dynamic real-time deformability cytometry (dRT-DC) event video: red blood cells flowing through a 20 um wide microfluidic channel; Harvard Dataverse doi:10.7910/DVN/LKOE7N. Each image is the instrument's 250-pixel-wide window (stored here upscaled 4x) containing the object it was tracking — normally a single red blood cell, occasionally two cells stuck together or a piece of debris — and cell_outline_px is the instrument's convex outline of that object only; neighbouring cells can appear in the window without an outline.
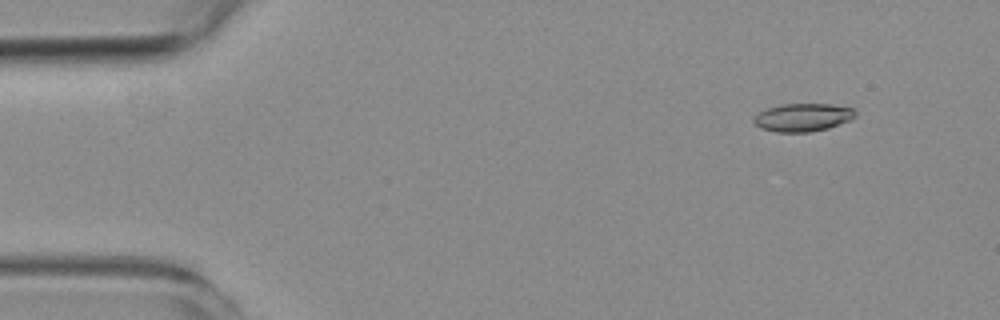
{"species": "common noctule bat (a hibernating species)", "species_latin": "Nyctalus noctula", "temperature_condition": "room temperature", "stored_images_in_passage": 4, "camera_frame_rate_fps": 3000, "um_per_image_px": 0.085, "animal": {"sex": "female", "body_mass_g": 19.3, "forearm_length_mm": 54.1}, "frame": {"image": 1, "passage_image": 1, "time_ms": 0.0, "image_size_px": [1000, 320], "cell_outline_px": [[856, 116], [848, 120], [828, 128], [808, 132], [776, 132], [760, 128], [752, 120], [760, 112], [768, 108], [784, 104], [832, 104], [852, 108], [856, 112]], "centroid_in_image_um": [68.24, 9.98], "position_along_channel_um": 16.8, "area_um2": 16.36}}
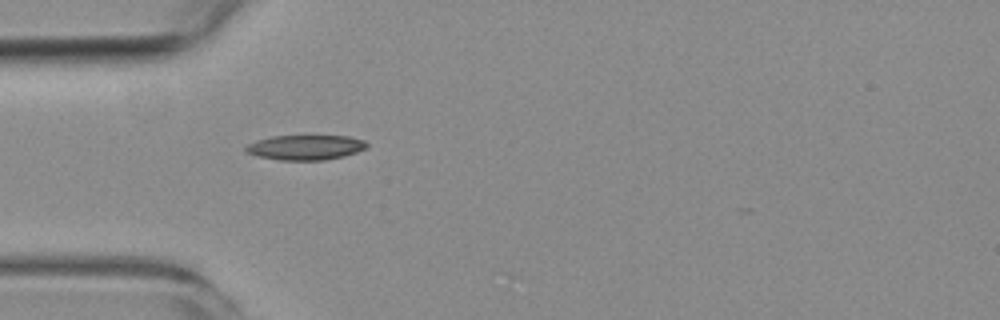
{"frame": {"image": 2, "passage_image": 4, "time_ms": 3.667, "image_size_px": [1000, 320], "cell_outline_px": [[368, 148], [344, 156], [324, 160], [280, 160], [256, 156], [244, 152], [244, 148], [248, 144], [256, 140], [272, 136], [348, 136], [364, 140], [368, 144]], "centroid_in_image_um": [25.95, 12.53], "position_along_channel_um": 59.1, "area_um2": 17.69}}